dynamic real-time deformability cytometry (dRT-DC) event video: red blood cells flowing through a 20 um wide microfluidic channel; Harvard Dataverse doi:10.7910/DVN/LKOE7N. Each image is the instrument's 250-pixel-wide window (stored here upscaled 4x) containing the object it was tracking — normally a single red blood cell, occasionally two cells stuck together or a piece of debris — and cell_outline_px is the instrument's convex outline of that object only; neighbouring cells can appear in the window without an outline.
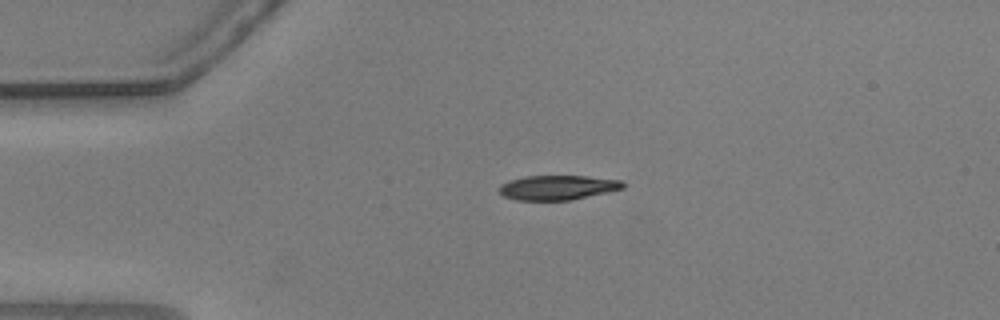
{"species": "common noctule bat (a hibernating species)", "species_latin": "Nyctalus noctula", "temperature_condition": "warm", "stored_images_in_passage": 44, "camera_frame_rate_fps": 3000, "um_per_image_px": 0.085, "animal": {"sex": "male", "body_mass_g": 20.5, "forearm_length_mm": 52.5}, "frame": {"image": 1, "passage_image": 1, "time_ms": 0.0, "image_size_px": [1000, 320], "cell_outline_px": [[624, 188], [572, 200], [516, 200], [504, 196], [496, 188], [500, 184], [508, 180], [524, 176], [584, 176], [620, 180], [624, 184]], "centroid_in_image_um": [47.33, 15.94], "position_along_channel_um": 37.7, "area_um2": 17.74}}
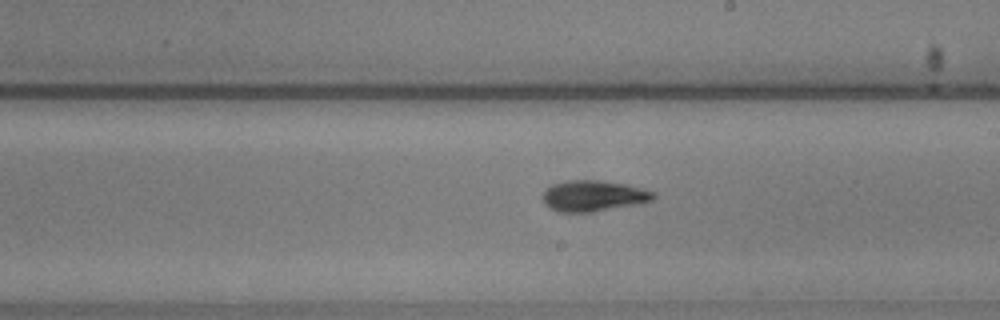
{"frame": {"image": 2, "passage_image": 20, "time_ms": 6.333, "image_size_px": [1000, 320], "cell_outline_px": [[656, 196], [652, 200], [636, 204], [592, 212], [560, 212], [548, 208], [544, 204], [544, 192], [552, 184], [568, 180], [596, 180], [624, 184], [656, 192]], "centroid_in_image_um": [50.43, 16.65], "position_along_channel_um": 238.6, "area_um2": 19.77}}
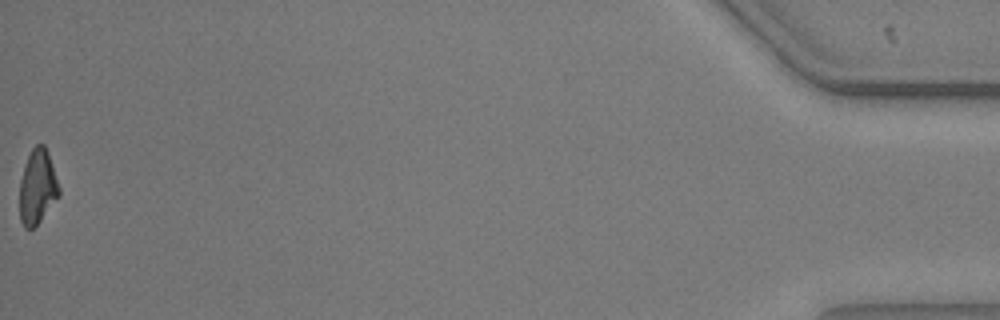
{"frame": {"image": 3, "passage_image": 44, "time_ms": 14.333, "image_size_px": [1000, 320], "cell_outline_px": [[60, 196], [40, 220], [32, 228], [24, 228], [20, 220], [20, 180], [28, 156], [32, 148], [36, 144], [44, 144], [60, 188]], "centroid_in_image_um": [3.18, 15.9], "position_along_channel_um": 432.0, "area_um2": 16.82}, "authors_computed_cell_mechanics": {"area_um2": 18.6405, "velocity_mm_per_s": 3.6702, "shape_relaxation_time_tau1_ms": 2.9534, "shape_relaxation_time_tau2_ms": 3.7097, "deformation_change_tau1": 0.1549, "deformation_change_tau2": 0.1073}}